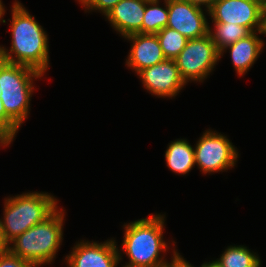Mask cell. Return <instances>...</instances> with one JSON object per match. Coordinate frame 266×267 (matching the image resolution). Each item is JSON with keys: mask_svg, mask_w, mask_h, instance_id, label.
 <instances>
[{"mask_svg": "<svg viewBox=\"0 0 266 267\" xmlns=\"http://www.w3.org/2000/svg\"><path fill=\"white\" fill-rule=\"evenodd\" d=\"M11 13V48L0 46V59L44 74L50 61L47 33L19 1L15 0Z\"/></svg>", "mask_w": 266, "mask_h": 267, "instance_id": "cell-1", "label": "cell"}, {"mask_svg": "<svg viewBox=\"0 0 266 267\" xmlns=\"http://www.w3.org/2000/svg\"><path fill=\"white\" fill-rule=\"evenodd\" d=\"M164 214L150 215L124 224L122 251L129 262L122 267H171L179 260L180 253L173 250L171 263L160 254L169 248L163 239ZM160 256V258H159Z\"/></svg>", "mask_w": 266, "mask_h": 267, "instance_id": "cell-2", "label": "cell"}, {"mask_svg": "<svg viewBox=\"0 0 266 267\" xmlns=\"http://www.w3.org/2000/svg\"><path fill=\"white\" fill-rule=\"evenodd\" d=\"M58 209L43 222L37 223L12 240L8 244V250L35 267L51 264L63 240L65 212L62 208Z\"/></svg>", "mask_w": 266, "mask_h": 267, "instance_id": "cell-3", "label": "cell"}, {"mask_svg": "<svg viewBox=\"0 0 266 267\" xmlns=\"http://www.w3.org/2000/svg\"><path fill=\"white\" fill-rule=\"evenodd\" d=\"M4 199L1 221L7 244L37 223L43 222L58 207V200L46 192H27Z\"/></svg>", "mask_w": 266, "mask_h": 267, "instance_id": "cell-4", "label": "cell"}, {"mask_svg": "<svg viewBox=\"0 0 266 267\" xmlns=\"http://www.w3.org/2000/svg\"><path fill=\"white\" fill-rule=\"evenodd\" d=\"M42 76L43 74L34 68L0 59V99L6 113L20 127L30 114L33 80Z\"/></svg>", "mask_w": 266, "mask_h": 267, "instance_id": "cell-5", "label": "cell"}, {"mask_svg": "<svg viewBox=\"0 0 266 267\" xmlns=\"http://www.w3.org/2000/svg\"><path fill=\"white\" fill-rule=\"evenodd\" d=\"M220 51L210 34L188 39L185 48L174 59L184 81L203 82L220 60Z\"/></svg>", "mask_w": 266, "mask_h": 267, "instance_id": "cell-6", "label": "cell"}, {"mask_svg": "<svg viewBox=\"0 0 266 267\" xmlns=\"http://www.w3.org/2000/svg\"><path fill=\"white\" fill-rule=\"evenodd\" d=\"M237 151L225 135L207 129L194 147L195 164L204 174L224 172L235 166Z\"/></svg>", "mask_w": 266, "mask_h": 267, "instance_id": "cell-7", "label": "cell"}, {"mask_svg": "<svg viewBox=\"0 0 266 267\" xmlns=\"http://www.w3.org/2000/svg\"><path fill=\"white\" fill-rule=\"evenodd\" d=\"M208 12L212 23H235L251 32L264 31L262 0H216Z\"/></svg>", "mask_w": 266, "mask_h": 267, "instance_id": "cell-8", "label": "cell"}, {"mask_svg": "<svg viewBox=\"0 0 266 267\" xmlns=\"http://www.w3.org/2000/svg\"><path fill=\"white\" fill-rule=\"evenodd\" d=\"M117 248L114 239L103 243L81 240L65 259L69 267H117L122 260Z\"/></svg>", "mask_w": 266, "mask_h": 267, "instance_id": "cell-9", "label": "cell"}, {"mask_svg": "<svg viewBox=\"0 0 266 267\" xmlns=\"http://www.w3.org/2000/svg\"><path fill=\"white\" fill-rule=\"evenodd\" d=\"M137 75L142 79L145 89L159 98H173L187 84L174 59H165L141 70Z\"/></svg>", "mask_w": 266, "mask_h": 267, "instance_id": "cell-10", "label": "cell"}, {"mask_svg": "<svg viewBox=\"0 0 266 267\" xmlns=\"http://www.w3.org/2000/svg\"><path fill=\"white\" fill-rule=\"evenodd\" d=\"M203 8L184 0H168V28L178 31L188 39L208 34L209 23Z\"/></svg>", "mask_w": 266, "mask_h": 267, "instance_id": "cell-11", "label": "cell"}, {"mask_svg": "<svg viewBox=\"0 0 266 267\" xmlns=\"http://www.w3.org/2000/svg\"><path fill=\"white\" fill-rule=\"evenodd\" d=\"M124 38L132 42L126 65L136 74L166 59L156 34L135 33Z\"/></svg>", "mask_w": 266, "mask_h": 267, "instance_id": "cell-12", "label": "cell"}, {"mask_svg": "<svg viewBox=\"0 0 266 267\" xmlns=\"http://www.w3.org/2000/svg\"><path fill=\"white\" fill-rule=\"evenodd\" d=\"M147 0H120L107 14L111 26L121 36L142 34V21Z\"/></svg>", "mask_w": 266, "mask_h": 267, "instance_id": "cell-13", "label": "cell"}, {"mask_svg": "<svg viewBox=\"0 0 266 267\" xmlns=\"http://www.w3.org/2000/svg\"><path fill=\"white\" fill-rule=\"evenodd\" d=\"M257 33L265 35L264 31L252 32L247 37L226 46L220 52V57H222L227 48L229 49L234 69L240 77L253 66L264 48V41L258 37Z\"/></svg>", "mask_w": 266, "mask_h": 267, "instance_id": "cell-14", "label": "cell"}, {"mask_svg": "<svg viewBox=\"0 0 266 267\" xmlns=\"http://www.w3.org/2000/svg\"><path fill=\"white\" fill-rule=\"evenodd\" d=\"M167 167L177 174H187L195 166L194 148L187 139H176L165 151Z\"/></svg>", "mask_w": 266, "mask_h": 267, "instance_id": "cell-15", "label": "cell"}, {"mask_svg": "<svg viewBox=\"0 0 266 267\" xmlns=\"http://www.w3.org/2000/svg\"><path fill=\"white\" fill-rule=\"evenodd\" d=\"M220 267H261V260L257 253L250 251L244 245H230L215 260Z\"/></svg>", "mask_w": 266, "mask_h": 267, "instance_id": "cell-16", "label": "cell"}, {"mask_svg": "<svg viewBox=\"0 0 266 267\" xmlns=\"http://www.w3.org/2000/svg\"><path fill=\"white\" fill-rule=\"evenodd\" d=\"M161 1L147 0L142 21V34H156L167 26L168 0H164V8L160 7Z\"/></svg>", "mask_w": 266, "mask_h": 267, "instance_id": "cell-17", "label": "cell"}, {"mask_svg": "<svg viewBox=\"0 0 266 267\" xmlns=\"http://www.w3.org/2000/svg\"><path fill=\"white\" fill-rule=\"evenodd\" d=\"M213 27L215 30L211 29L209 26L208 33L220 52L226 46L233 44L252 33L248 28L239 26L235 23H214Z\"/></svg>", "mask_w": 266, "mask_h": 267, "instance_id": "cell-18", "label": "cell"}, {"mask_svg": "<svg viewBox=\"0 0 266 267\" xmlns=\"http://www.w3.org/2000/svg\"><path fill=\"white\" fill-rule=\"evenodd\" d=\"M156 36L166 59H175L185 48L188 41V38L168 27L156 33Z\"/></svg>", "mask_w": 266, "mask_h": 267, "instance_id": "cell-19", "label": "cell"}, {"mask_svg": "<svg viewBox=\"0 0 266 267\" xmlns=\"http://www.w3.org/2000/svg\"><path fill=\"white\" fill-rule=\"evenodd\" d=\"M82 4L84 9L89 12L98 10L104 16L120 1V0H77Z\"/></svg>", "mask_w": 266, "mask_h": 267, "instance_id": "cell-20", "label": "cell"}, {"mask_svg": "<svg viewBox=\"0 0 266 267\" xmlns=\"http://www.w3.org/2000/svg\"><path fill=\"white\" fill-rule=\"evenodd\" d=\"M0 267H35L32 263L23 260L9 250L0 253Z\"/></svg>", "mask_w": 266, "mask_h": 267, "instance_id": "cell-21", "label": "cell"}, {"mask_svg": "<svg viewBox=\"0 0 266 267\" xmlns=\"http://www.w3.org/2000/svg\"><path fill=\"white\" fill-rule=\"evenodd\" d=\"M0 128L8 132L13 138H15L16 133H18V130L20 128V126L6 113L1 99H0Z\"/></svg>", "mask_w": 266, "mask_h": 267, "instance_id": "cell-22", "label": "cell"}, {"mask_svg": "<svg viewBox=\"0 0 266 267\" xmlns=\"http://www.w3.org/2000/svg\"><path fill=\"white\" fill-rule=\"evenodd\" d=\"M184 1H188L191 4L199 6L201 8L206 7L204 10H206V13L209 14V12H207V11H209L211 9V7L213 6V4L216 0H184Z\"/></svg>", "mask_w": 266, "mask_h": 267, "instance_id": "cell-23", "label": "cell"}, {"mask_svg": "<svg viewBox=\"0 0 266 267\" xmlns=\"http://www.w3.org/2000/svg\"><path fill=\"white\" fill-rule=\"evenodd\" d=\"M14 138L6 132L4 129L0 128V146L5 147L12 143Z\"/></svg>", "mask_w": 266, "mask_h": 267, "instance_id": "cell-24", "label": "cell"}, {"mask_svg": "<svg viewBox=\"0 0 266 267\" xmlns=\"http://www.w3.org/2000/svg\"><path fill=\"white\" fill-rule=\"evenodd\" d=\"M179 261L185 266V267H194L192 266L188 261H186L181 255H179ZM200 267H220L215 260L211 262H205Z\"/></svg>", "mask_w": 266, "mask_h": 267, "instance_id": "cell-25", "label": "cell"}, {"mask_svg": "<svg viewBox=\"0 0 266 267\" xmlns=\"http://www.w3.org/2000/svg\"><path fill=\"white\" fill-rule=\"evenodd\" d=\"M2 219H0V253L8 250V244L4 239L3 230H2Z\"/></svg>", "mask_w": 266, "mask_h": 267, "instance_id": "cell-26", "label": "cell"}, {"mask_svg": "<svg viewBox=\"0 0 266 267\" xmlns=\"http://www.w3.org/2000/svg\"><path fill=\"white\" fill-rule=\"evenodd\" d=\"M2 3H3L2 0H0V22L6 23V20L2 19L6 11L4 8L5 5H3Z\"/></svg>", "mask_w": 266, "mask_h": 267, "instance_id": "cell-27", "label": "cell"}, {"mask_svg": "<svg viewBox=\"0 0 266 267\" xmlns=\"http://www.w3.org/2000/svg\"><path fill=\"white\" fill-rule=\"evenodd\" d=\"M264 32L266 35V2L264 3Z\"/></svg>", "mask_w": 266, "mask_h": 267, "instance_id": "cell-28", "label": "cell"}, {"mask_svg": "<svg viewBox=\"0 0 266 267\" xmlns=\"http://www.w3.org/2000/svg\"><path fill=\"white\" fill-rule=\"evenodd\" d=\"M177 267H185L179 260L177 261Z\"/></svg>", "mask_w": 266, "mask_h": 267, "instance_id": "cell-29", "label": "cell"}, {"mask_svg": "<svg viewBox=\"0 0 266 267\" xmlns=\"http://www.w3.org/2000/svg\"><path fill=\"white\" fill-rule=\"evenodd\" d=\"M171 267H177V262L174 265H172Z\"/></svg>", "mask_w": 266, "mask_h": 267, "instance_id": "cell-30", "label": "cell"}]
</instances>
